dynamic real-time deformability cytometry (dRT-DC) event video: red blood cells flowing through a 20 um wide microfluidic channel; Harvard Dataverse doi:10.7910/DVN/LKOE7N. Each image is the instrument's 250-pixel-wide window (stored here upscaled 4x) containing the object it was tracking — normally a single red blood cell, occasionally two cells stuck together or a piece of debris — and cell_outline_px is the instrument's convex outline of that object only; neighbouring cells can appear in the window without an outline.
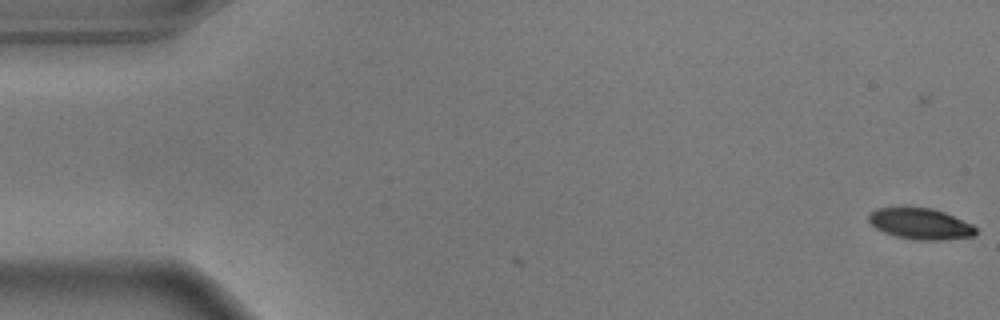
{"species": "common noctule bat (a hibernating species)", "species_latin": "Nyctalus noctula", "temperature_condition": "warm", "stored_images_in_passage": 3, "camera_frame_rate_fps": 3000, "um_per_image_px": 0.085, "animal": {"sex": "male", "body_mass_g": 17.9}, "frame": {"image": 1, "passage_image": 3, "time_ms": 0.667, "image_size_px": [1000, 320], "cell_outline_px": [[976, 236], [940, 240], [920, 240], [896, 236], [884, 232], [876, 228], [868, 220], [868, 216], [876, 208], [932, 208], [944, 212], [972, 224], [976, 228]], "centroid_in_image_um": [78.26, 19.03], "position_along_channel_um": 6.7, "area_um2": 19.13}}